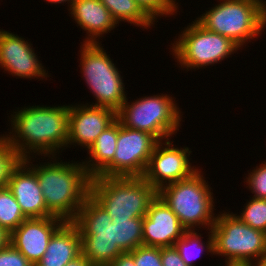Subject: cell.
<instances>
[{
    "label": "cell",
    "instance_id": "cell-28",
    "mask_svg": "<svg viewBox=\"0 0 266 266\" xmlns=\"http://www.w3.org/2000/svg\"><path fill=\"white\" fill-rule=\"evenodd\" d=\"M246 188L254 194L253 198L266 199V162L256 166L246 177Z\"/></svg>",
    "mask_w": 266,
    "mask_h": 266
},
{
    "label": "cell",
    "instance_id": "cell-31",
    "mask_svg": "<svg viewBox=\"0 0 266 266\" xmlns=\"http://www.w3.org/2000/svg\"><path fill=\"white\" fill-rule=\"evenodd\" d=\"M161 260L163 266H188L184 263L175 246L161 248Z\"/></svg>",
    "mask_w": 266,
    "mask_h": 266
},
{
    "label": "cell",
    "instance_id": "cell-12",
    "mask_svg": "<svg viewBox=\"0 0 266 266\" xmlns=\"http://www.w3.org/2000/svg\"><path fill=\"white\" fill-rule=\"evenodd\" d=\"M164 141L156 144L143 175L157 191L165 185L188 179L199 170L190 163L192 151L189 147L178 148L172 143L174 141Z\"/></svg>",
    "mask_w": 266,
    "mask_h": 266
},
{
    "label": "cell",
    "instance_id": "cell-1",
    "mask_svg": "<svg viewBox=\"0 0 266 266\" xmlns=\"http://www.w3.org/2000/svg\"><path fill=\"white\" fill-rule=\"evenodd\" d=\"M11 114L9 135H2L21 159L30 155L54 157L68 141L69 105L30 106ZM12 134V135H11ZM33 153V154H32ZM46 155V156H45Z\"/></svg>",
    "mask_w": 266,
    "mask_h": 266
},
{
    "label": "cell",
    "instance_id": "cell-3",
    "mask_svg": "<svg viewBox=\"0 0 266 266\" xmlns=\"http://www.w3.org/2000/svg\"><path fill=\"white\" fill-rule=\"evenodd\" d=\"M201 15L195 19L201 26L230 38L240 48L266 29L265 0H220Z\"/></svg>",
    "mask_w": 266,
    "mask_h": 266
},
{
    "label": "cell",
    "instance_id": "cell-5",
    "mask_svg": "<svg viewBox=\"0 0 266 266\" xmlns=\"http://www.w3.org/2000/svg\"><path fill=\"white\" fill-rule=\"evenodd\" d=\"M203 175L199 169L190 178L165 185L158 190V196L176 214L187 231L201 227L211 230L216 221L212 188Z\"/></svg>",
    "mask_w": 266,
    "mask_h": 266
},
{
    "label": "cell",
    "instance_id": "cell-6",
    "mask_svg": "<svg viewBox=\"0 0 266 266\" xmlns=\"http://www.w3.org/2000/svg\"><path fill=\"white\" fill-rule=\"evenodd\" d=\"M172 96L157 94L128 102L116 112V119L130 129L146 131L159 141L171 139L181 127L182 112ZM131 103V104H130ZM180 126V127H179Z\"/></svg>",
    "mask_w": 266,
    "mask_h": 266
},
{
    "label": "cell",
    "instance_id": "cell-22",
    "mask_svg": "<svg viewBox=\"0 0 266 266\" xmlns=\"http://www.w3.org/2000/svg\"><path fill=\"white\" fill-rule=\"evenodd\" d=\"M114 223L115 242L119 249L131 252L143 245V218L137 217L127 220H112Z\"/></svg>",
    "mask_w": 266,
    "mask_h": 266
},
{
    "label": "cell",
    "instance_id": "cell-7",
    "mask_svg": "<svg viewBox=\"0 0 266 266\" xmlns=\"http://www.w3.org/2000/svg\"><path fill=\"white\" fill-rule=\"evenodd\" d=\"M100 44L81 42L80 72L97 100L89 105L107 107L117 112L127 98L125 84L121 71Z\"/></svg>",
    "mask_w": 266,
    "mask_h": 266
},
{
    "label": "cell",
    "instance_id": "cell-18",
    "mask_svg": "<svg viewBox=\"0 0 266 266\" xmlns=\"http://www.w3.org/2000/svg\"><path fill=\"white\" fill-rule=\"evenodd\" d=\"M69 14L87 35L83 43H99L100 37L117 27L108 8L100 0H73Z\"/></svg>",
    "mask_w": 266,
    "mask_h": 266
},
{
    "label": "cell",
    "instance_id": "cell-35",
    "mask_svg": "<svg viewBox=\"0 0 266 266\" xmlns=\"http://www.w3.org/2000/svg\"><path fill=\"white\" fill-rule=\"evenodd\" d=\"M225 266H256V263L248 261H225Z\"/></svg>",
    "mask_w": 266,
    "mask_h": 266
},
{
    "label": "cell",
    "instance_id": "cell-34",
    "mask_svg": "<svg viewBox=\"0 0 266 266\" xmlns=\"http://www.w3.org/2000/svg\"><path fill=\"white\" fill-rule=\"evenodd\" d=\"M9 242V233L0 227V250Z\"/></svg>",
    "mask_w": 266,
    "mask_h": 266
},
{
    "label": "cell",
    "instance_id": "cell-25",
    "mask_svg": "<svg viewBox=\"0 0 266 266\" xmlns=\"http://www.w3.org/2000/svg\"><path fill=\"white\" fill-rule=\"evenodd\" d=\"M251 199L245 203V207L240 215H235L245 224L253 229L266 233V199Z\"/></svg>",
    "mask_w": 266,
    "mask_h": 266
},
{
    "label": "cell",
    "instance_id": "cell-11",
    "mask_svg": "<svg viewBox=\"0 0 266 266\" xmlns=\"http://www.w3.org/2000/svg\"><path fill=\"white\" fill-rule=\"evenodd\" d=\"M159 140L152 134L130 129L118 121V139L113 160L97 175L103 177H143Z\"/></svg>",
    "mask_w": 266,
    "mask_h": 266
},
{
    "label": "cell",
    "instance_id": "cell-2",
    "mask_svg": "<svg viewBox=\"0 0 266 266\" xmlns=\"http://www.w3.org/2000/svg\"><path fill=\"white\" fill-rule=\"evenodd\" d=\"M32 158L22 160L36 173L47 209L64 221H72L90 195L91 176L82 162H58L54 156L49 157L54 159L50 163L34 165Z\"/></svg>",
    "mask_w": 266,
    "mask_h": 266
},
{
    "label": "cell",
    "instance_id": "cell-14",
    "mask_svg": "<svg viewBox=\"0 0 266 266\" xmlns=\"http://www.w3.org/2000/svg\"><path fill=\"white\" fill-rule=\"evenodd\" d=\"M116 120V112L107 107L86 104L69 105L68 141L70 145L88 148Z\"/></svg>",
    "mask_w": 266,
    "mask_h": 266
},
{
    "label": "cell",
    "instance_id": "cell-13",
    "mask_svg": "<svg viewBox=\"0 0 266 266\" xmlns=\"http://www.w3.org/2000/svg\"><path fill=\"white\" fill-rule=\"evenodd\" d=\"M25 38L0 29V67L10 75L20 78L47 79L48 70L38 59V55ZM32 46V47H31Z\"/></svg>",
    "mask_w": 266,
    "mask_h": 266
},
{
    "label": "cell",
    "instance_id": "cell-17",
    "mask_svg": "<svg viewBox=\"0 0 266 266\" xmlns=\"http://www.w3.org/2000/svg\"><path fill=\"white\" fill-rule=\"evenodd\" d=\"M7 187L27 218L54 216L47 209L36 173L22 159L12 169Z\"/></svg>",
    "mask_w": 266,
    "mask_h": 266
},
{
    "label": "cell",
    "instance_id": "cell-19",
    "mask_svg": "<svg viewBox=\"0 0 266 266\" xmlns=\"http://www.w3.org/2000/svg\"><path fill=\"white\" fill-rule=\"evenodd\" d=\"M82 253L77 227L66 221L51 237L45 254L35 266H65Z\"/></svg>",
    "mask_w": 266,
    "mask_h": 266
},
{
    "label": "cell",
    "instance_id": "cell-4",
    "mask_svg": "<svg viewBox=\"0 0 266 266\" xmlns=\"http://www.w3.org/2000/svg\"><path fill=\"white\" fill-rule=\"evenodd\" d=\"M90 195L112 220L144 217L158 191L143 177H91Z\"/></svg>",
    "mask_w": 266,
    "mask_h": 266
},
{
    "label": "cell",
    "instance_id": "cell-23",
    "mask_svg": "<svg viewBox=\"0 0 266 266\" xmlns=\"http://www.w3.org/2000/svg\"><path fill=\"white\" fill-rule=\"evenodd\" d=\"M195 230L186 231L183 236L175 242V248L178 250L180 257L188 266H195L194 261L200 257L202 252L211 253L213 255V236L211 230L208 232L206 244L201 241V234ZM193 251V252H192ZM195 251V252H194Z\"/></svg>",
    "mask_w": 266,
    "mask_h": 266
},
{
    "label": "cell",
    "instance_id": "cell-21",
    "mask_svg": "<svg viewBox=\"0 0 266 266\" xmlns=\"http://www.w3.org/2000/svg\"><path fill=\"white\" fill-rule=\"evenodd\" d=\"M109 10L114 20L121 24L128 22L140 28L149 29L154 21L141 9L135 0H100ZM120 21V22H119Z\"/></svg>",
    "mask_w": 266,
    "mask_h": 266
},
{
    "label": "cell",
    "instance_id": "cell-33",
    "mask_svg": "<svg viewBox=\"0 0 266 266\" xmlns=\"http://www.w3.org/2000/svg\"><path fill=\"white\" fill-rule=\"evenodd\" d=\"M65 266H92L90 261L81 253L75 259L69 261Z\"/></svg>",
    "mask_w": 266,
    "mask_h": 266
},
{
    "label": "cell",
    "instance_id": "cell-30",
    "mask_svg": "<svg viewBox=\"0 0 266 266\" xmlns=\"http://www.w3.org/2000/svg\"><path fill=\"white\" fill-rule=\"evenodd\" d=\"M0 266H34L20 251L8 242L0 250Z\"/></svg>",
    "mask_w": 266,
    "mask_h": 266
},
{
    "label": "cell",
    "instance_id": "cell-10",
    "mask_svg": "<svg viewBox=\"0 0 266 266\" xmlns=\"http://www.w3.org/2000/svg\"><path fill=\"white\" fill-rule=\"evenodd\" d=\"M211 233L213 255L225 261L257 263L266 255V233L243 223L233 212L218 214Z\"/></svg>",
    "mask_w": 266,
    "mask_h": 266
},
{
    "label": "cell",
    "instance_id": "cell-15",
    "mask_svg": "<svg viewBox=\"0 0 266 266\" xmlns=\"http://www.w3.org/2000/svg\"><path fill=\"white\" fill-rule=\"evenodd\" d=\"M65 222L56 216L27 218L9 234V242L35 266L45 254L52 235Z\"/></svg>",
    "mask_w": 266,
    "mask_h": 266
},
{
    "label": "cell",
    "instance_id": "cell-16",
    "mask_svg": "<svg viewBox=\"0 0 266 266\" xmlns=\"http://www.w3.org/2000/svg\"><path fill=\"white\" fill-rule=\"evenodd\" d=\"M186 231L176 214L157 195L143 217V245L172 247Z\"/></svg>",
    "mask_w": 266,
    "mask_h": 266
},
{
    "label": "cell",
    "instance_id": "cell-9",
    "mask_svg": "<svg viewBox=\"0 0 266 266\" xmlns=\"http://www.w3.org/2000/svg\"><path fill=\"white\" fill-rule=\"evenodd\" d=\"M191 23L171 43L175 62L187 71L220 63L240 50L230 38L206 30L196 20Z\"/></svg>",
    "mask_w": 266,
    "mask_h": 266
},
{
    "label": "cell",
    "instance_id": "cell-26",
    "mask_svg": "<svg viewBox=\"0 0 266 266\" xmlns=\"http://www.w3.org/2000/svg\"><path fill=\"white\" fill-rule=\"evenodd\" d=\"M20 160L16 150L0 135V189L7 187L10 173Z\"/></svg>",
    "mask_w": 266,
    "mask_h": 266
},
{
    "label": "cell",
    "instance_id": "cell-27",
    "mask_svg": "<svg viewBox=\"0 0 266 266\" xmlns=\"http://www.w3.org/2000/svg\"><path fill=\"white\" fill-rule=\"evenodd\" d=\"M141 9L155 22L158 17H167L177 13L176 0H135ZM176 2V3H175Z\"/></svg>",
    "mask_w": 266,
    "mask_h": 266
},
{
    "label": "cell",
    "instance_id": "cell-32",
    "mask_svg": "<svg viewBox=\"0 0 266 266\" xmlns=\"http://www.w3.org/2000/svg\"><path fill=\"white\" fill-rule=\"evenodd\" d=\"M108 266H135L134 257L129 252L122 253Z\"/></svg>",
    "mask_w": 266,
    "mask_h": 266
},
{
    "label": "cell",
    "instance_id": "cell-37",
    "mask_svg": "<svg viewBox=\"0 0 266 266\" xmlns=\"http://www.w3.org/2000/svg\"><path fill=\"white\" fill-rule=\"evenodd\" d=\"M256 266H266V255H264L257 263Z\"/></svg>",
    "mask_w": 266,
    "mask_h": 266
},
{
    "label": "cell",
    "instance_id": "cell-36",
    "mask_svg": "<svg viewBox=\"0 0 266 266\" xmlns=\"http://www.w3.org/2000/svg\"><path fill=\"white\" fill-rule=\"evenodd\" d=\"M48 3H52V4H63V3H66V4H68V7H69V9L71 8V5H72V2H73V0H46Z\"/></svg>",
    "mask_w": 266,
    "mask_h": 266
},
{
    "label": "cell",
    "instance_id": "cell-29",
    "mask_svg": "<svg viewBox=\"0 0 266 266\" xmlns=\"http://www.w3.org/2000/svg\"><path fill=\"white\" fill-rule=\"evenodd\" d=\"M129 253L134 257L135 266H163L160 247L141 245Z\"/></svg>",
    "mask_w": 266,
    "mask_h": 266
},
{
    "label": "cell",
    "instance_id": "cell-8",
    "mask_svg": "<svg viewBox=\"0 0 266 266\" xmlns=\"http://www.w3.org/2000/svg\"><path fill=\"white\" fill-rule=\"evenodd\" d=\"M111 221L108 212L91 195L71 221L79 231L82 254L92 266H108L123 253L116 245Z\"/></svg>",
    "mask_w": 266,
    "mask_h": 266
},
{
    "label": "cell",
    "instance_id": "cell-20",
    "mask_svg": "<svg viewBox=\"0 0 266 266\" xmlns=\"http://www.w3.org/2000/svg\"><path fill=\"white\" fill-rule=\"evenodd\" d=\"M118 139V120L109 125L88 148L89 159L82 161L87 173L97 176L114 158Z\"/></svg>",
    "mask_w": 266,
    "mask_h": 266
},
{
    "label": "cell",
    "instance_id": "cell-24",
    "mask_svg": "<svg viewBox=\"0 0 266 266\" xmlns=\"http://www.w3.org/2000/svg\"><path fill=\"white\" fill-rule=\"evenodd\" d=\"M27 217L8 187L0 189V227L7 233L15 230Z\"/></svg>",
    "mask_w": 266,
    "mask_h": 266
}]
</instances>
